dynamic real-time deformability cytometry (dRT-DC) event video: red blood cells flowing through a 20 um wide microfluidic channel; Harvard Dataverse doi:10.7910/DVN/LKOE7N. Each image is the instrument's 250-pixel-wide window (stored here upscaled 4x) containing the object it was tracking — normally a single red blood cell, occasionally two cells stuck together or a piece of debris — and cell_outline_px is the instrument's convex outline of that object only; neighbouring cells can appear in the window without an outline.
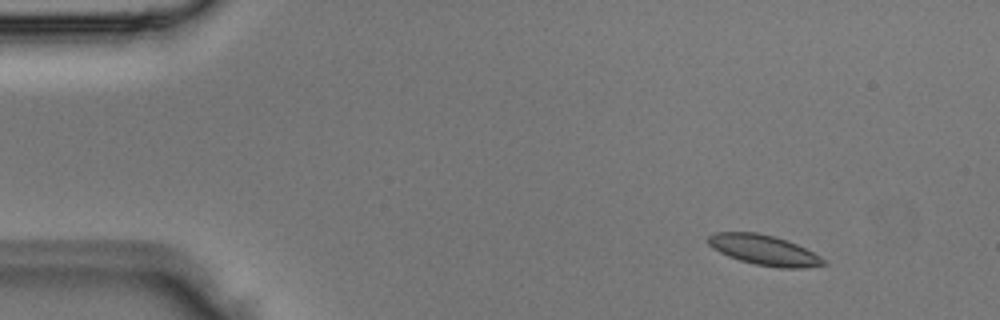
{"species": "Egyptian fruit bat (a non-hibernating species)", "species_latin": "Rousettus aegyptiacus", "temperature_condition": "room temperature", "stored_images_in_passage": 3, "camera_frame_rate_fps": 3000, "um_per_image_px": 0.085, "animal": {"sex": "male"}, "frame": {"image": 1, "passage_image": 1, "time_ms": 0.0, "image_size_px": [1000, 320], "cell_outline_px": [[828, 264], [804, 268], [780, 268], [756, 264], [740, 260], [728, 256], [712, 248], [708, 244], [708, 236], [716, 232], [756, 232], [776, 236], [788, 240], [820, 256]], "centroid_in_image_um": [64.94, 21.25], "position_along_channel_um": 20.1, "area_um2": 20.23}}
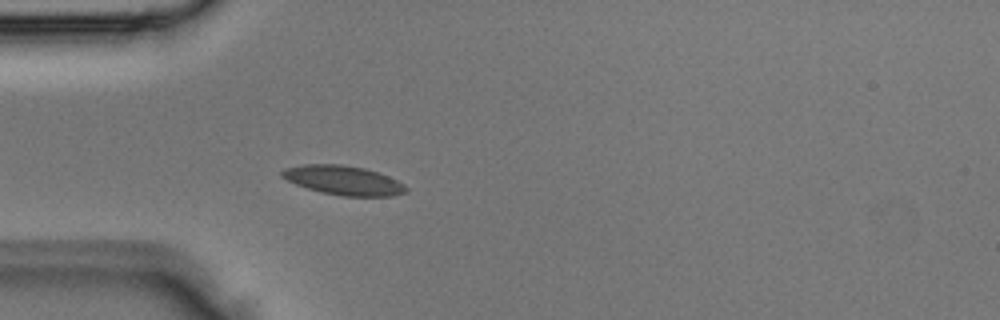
{"frame": {"image": 2, "passage_image": 3, "time_ms": 0.667, "image_size_px": [1000, 320], "cell_outline_px": [[408, 192], [392, 196], [340, 196], [320, 192], [296, 184], [280, 176], [280, 172], [284, 168], [304, 164], [340, 164], [364, 168], [388, 176], [404, 184], [408, 188]], "centroid_in_image_um": [29.19, 15.33], "position_along_channel_um": 55.8, "area_um2": 21.15}}